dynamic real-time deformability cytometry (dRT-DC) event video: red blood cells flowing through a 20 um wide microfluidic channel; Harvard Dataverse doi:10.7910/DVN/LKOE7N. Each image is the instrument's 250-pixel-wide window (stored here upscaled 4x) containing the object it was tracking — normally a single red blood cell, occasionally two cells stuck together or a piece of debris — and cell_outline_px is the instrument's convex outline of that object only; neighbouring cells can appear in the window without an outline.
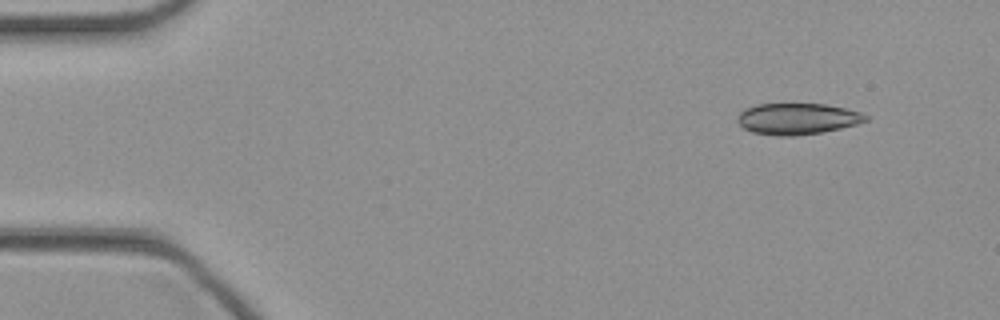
{"species": "common noctule bat (a hibernating species)", "species_latin": "Nyctalus noctula", "temperature_condition": "cold", "stored_images_in_passage": 39, "camera_frame_rate_fps": 3000, "um_per_image_px": 0.085, "animal": {"sex": "female", "body_mass_g": 21.9}, "frame": {"image": 1, "passage_image": 1, "time_ms": 0.0, "image_size_px": [1000, 320], "cell_outline_px": [[868, 120], [856, 124], [840, 128], [820, 132], [796, 136], [776, 136], [752, 132], [744, 128], [736, 120], [740, 112], [756, 104], [824, 104], [844, 108], [860, 112], [868, 116]], "centroid_in_image_um": [67.76, 10.1], "position_along_channel_um": 17.2, "area_um2": 23.18}}
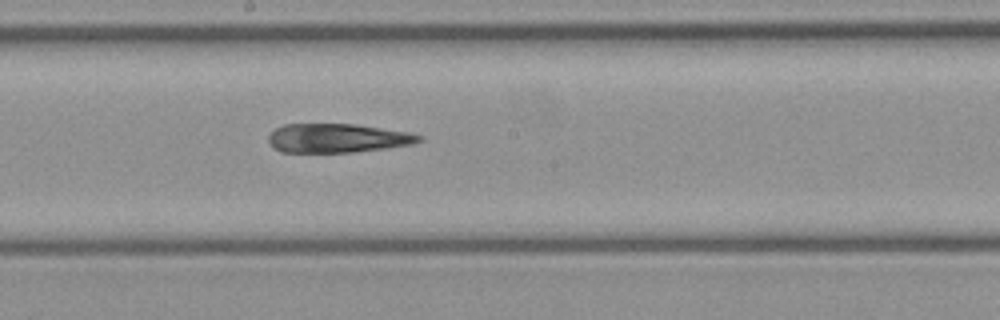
{"frame": {"image": 2, "passage_image": 21, "time_ms": 6.667, "image_size_px": [1000, 320], "cell_outline_px": [[424, 140], [416, 144], [388, 148], [352, 152], [280, 152], [268, 140], [268, 136], [276, 128], [284, 124], [356, 124], [408, 132], [424, 136]], "centroid_in_image_um": [28.76, 11.74], "position_along_channel_um": 219.4, "area_um2": 25.49}}
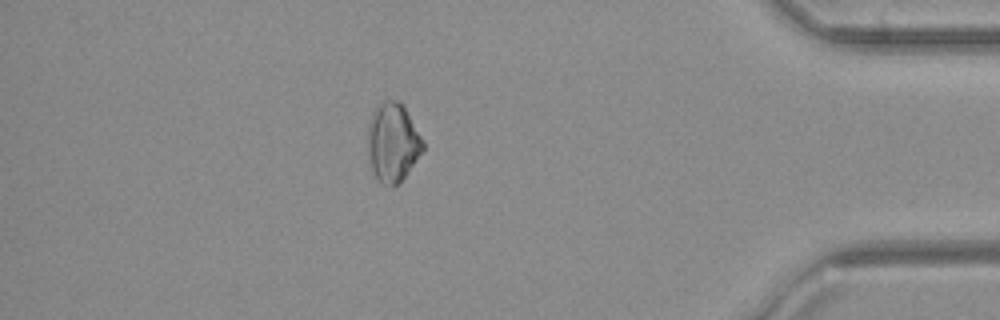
{"frame": {"image": 3, "passage_image": 36, "time_ms": 11.667, "image_size_px": [1000, 320], "cell_outline_px": [[424, 148], [400, 184], [380, 184], [372, 172], [368, 160], [368, 124], [372, 112], [376, 104], [384, 100], [396, 100], [404, 104], [424, 140]], "centroid_in_image_um": [33.37, 12.08], "position_along_channel_um": 401.8, "area_um2": 25.84}}